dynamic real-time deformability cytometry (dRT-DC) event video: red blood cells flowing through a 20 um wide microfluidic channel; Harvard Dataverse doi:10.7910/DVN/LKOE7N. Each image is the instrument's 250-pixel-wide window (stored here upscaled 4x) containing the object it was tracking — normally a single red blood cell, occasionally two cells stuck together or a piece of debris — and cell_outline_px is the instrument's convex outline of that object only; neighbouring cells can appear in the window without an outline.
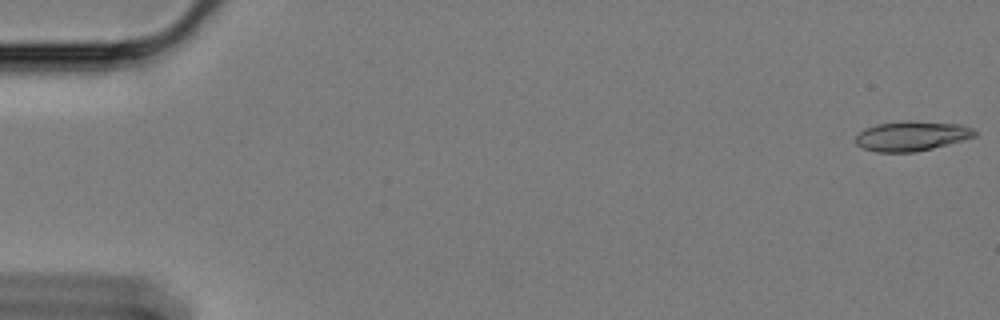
{"species": "Egyptian fruit bat (a non-hibernating species)", "species_latin": "Rousettus aegyptiacus", "temperature_condition": "cold", "stored_images_in_passage": 14, "camera_frame_rate_fps": 3000, "um_per_image_px": 0.085, "animal": {"sex": "female"}, "frame": {"image": 1, "passage_image": 1, "time_ms": 0.0, "image_size_px": [1000, 320], "cell_outline_px": [[976, 136], [948, 144], [916, 152], [876, 152], [864, 148], [856, 144], [856, 136], [864, 128], [876, 124], [908, 120], [960, 124], [972, 128], [976, 132]], "centroid_in_image_um": [77.47, 11.55], "position_along_channel_um": 7.5, "area_um2": 20.63}}